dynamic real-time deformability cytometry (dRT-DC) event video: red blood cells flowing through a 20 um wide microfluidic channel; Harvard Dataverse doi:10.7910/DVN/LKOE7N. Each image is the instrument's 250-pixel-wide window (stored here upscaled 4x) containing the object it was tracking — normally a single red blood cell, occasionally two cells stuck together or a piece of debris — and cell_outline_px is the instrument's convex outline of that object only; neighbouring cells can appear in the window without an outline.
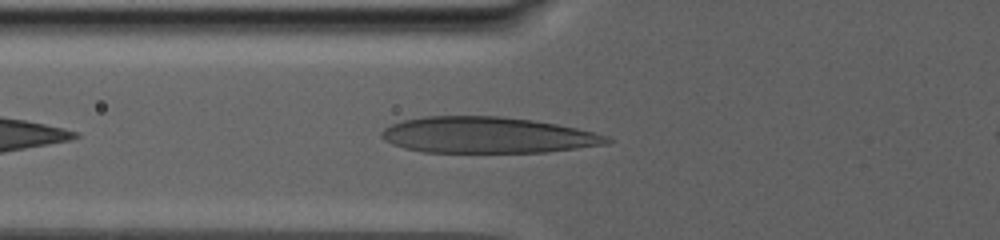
{"species": "human", "species_latin": "Homo sapiens", "temperature_condition": "warm", "stored_images_in_passage": 29, "camera_frame_rate_fps": 3000, "um_per_image_px": 0.085, "donor": {"sex": "male"}, "frame": {"image": 1, "passage_image": 4, "time_ms": 1.667, "image_size_px": [1000, 240], "cell_outline_px": [[616, 140], [608, 144], [544, 152], [424, 152], [404, 148], [392, 144], [384, 140], [380, 136], [380, 132], [384, 128], [392, 124], [404, 120], [424, 116], [500, 116], [532, 120], [556, 124], [576, 128], [608, 136]], "centroid_in_image_um": [41.42, 11.48], "position_along_channel_um": 84.4, "area_um2": 47.45}}
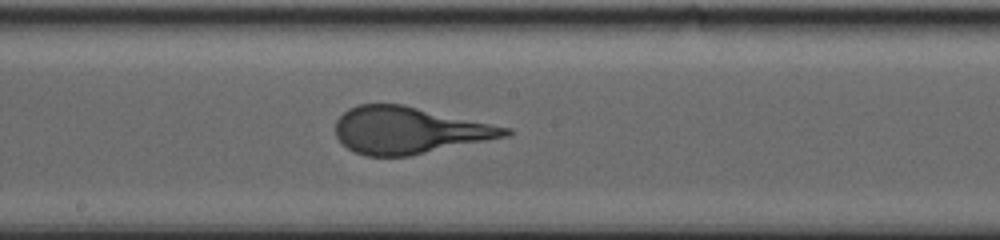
{"frame": {"image": 2, "passage_image": 12, "time_ms": 6.667, "image_size_px": [1000, 240], "cell_outline_px": [[512, 132], [508, 136], [408, 156], [364, 156], [352, 152], [336, 136], [336, 120], [348, 108], [360, 104], [400, 104], [512, 128]], "centroid_in_image_um": [34.74, 11.08], "position_along_channel_um": 213.5, "area_um2": 45.95}}
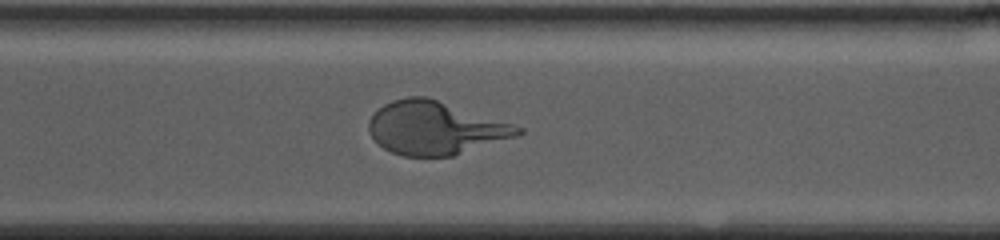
{"frame": {"image": 3, "passage_image": 19, "time_ms": 11.333, "image_size_px": [1000, 240], "cell_outline_px": [[524, 132], [516, 136], [452, 156], [404, 156], [392, 152], [384, 148], [372, 136], [368, 128], [368, 124], [372, 116], [384, 104], [392, 100], [408, 96], [424, 96], [512, 124], [520, 128]], "centroid_in_image_um": [36.95, 10.88], "position_along_channel_um": 333.6, "area_um2": 45.2}}